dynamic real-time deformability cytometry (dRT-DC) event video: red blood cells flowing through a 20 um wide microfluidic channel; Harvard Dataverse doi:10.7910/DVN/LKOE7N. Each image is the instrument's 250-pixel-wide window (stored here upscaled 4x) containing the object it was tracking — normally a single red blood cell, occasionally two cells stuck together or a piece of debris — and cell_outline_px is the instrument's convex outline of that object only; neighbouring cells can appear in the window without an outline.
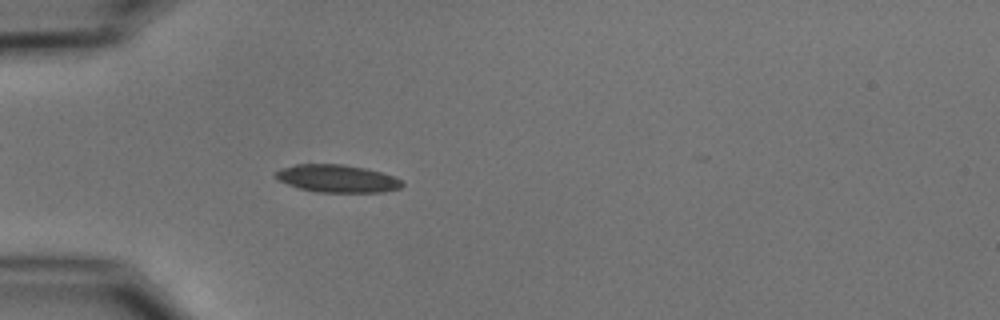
{"species": "common noctule bat (a hibernating species)", "species_latin": "Nyctalus noctula", "temperature_condition": "cold", "stored_images_in_passage": 56, "camera_frame_rate_fps": 3000, "um_per_image_px": 0.085, "animal": {"sex": "male", "body_mass_g": 15.6}, "frame": {"image": 1, "passage_image": 18, "time_ms": 5.667, "image_size_px": [1000, 320], "cell_outline_px": [[404, 184], [400, 188], [384, 192], [316, 192], [300, 188], [276, 180], [276, 172], [280, 168], [296, 164], [344, 164], [364, 168], [380, 172], [404, 180]], "centroid_in_image_um": [28.67, 15.18], "position_along_channel_um": 56.3, "area_um2": 20.4}}
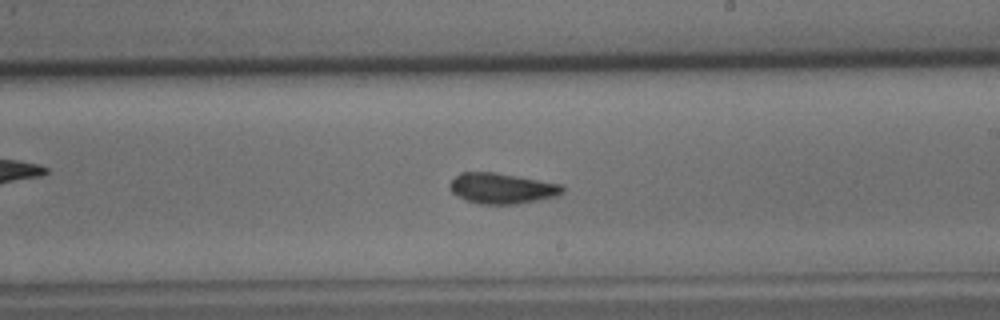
{"frame": {"image": 2, "passage_image": 34, "time_ms": 11.0, "image_size_px": [1000, 320], "cell_outline_px": [[564, 192], [560, 196], [516, 204], [480, 204], [464, 200], [456, 196], [448, 188], [448, 184], [460, 172], [496, 172], [564, 184]], "centroid_in_image_um": [42.68, 16.01], "position_along_channel_um": 246.3, "area_um2": 20.52}}
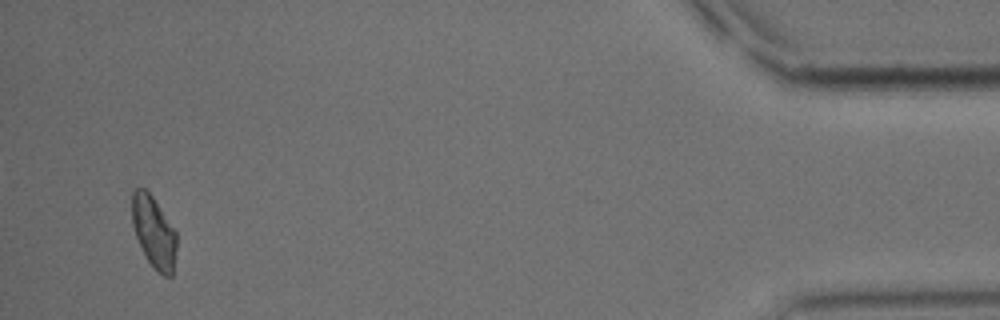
{"frame": {"image": 3, "passage_image": 54, "time_ms": 17.667, "image_size_px": [1000, 320], "cell_outline_px": [[176, 248], [172, 276], [164, 276], [144, 256], [136, 236], [132, 224], [132, 192], [136, 188], [144, 188], [152, 196], [176, 232]], "centroid_in_image_um": [13.06, 19.71], "position_along_channel_um": 422.1, "area_um2": 18.26}, "authors_computed_cell_mechanics": {"area_um2": 19.3052, "velocity_mm_per_s": 3.7051, "shape_relaxation_time_tau1_ms": 5.6318, "shape_relaxation_time_tau2_ms": 3.3665, "deformation_change_tau1": 0.122, "deformation_change_tau2": 0.0825}}